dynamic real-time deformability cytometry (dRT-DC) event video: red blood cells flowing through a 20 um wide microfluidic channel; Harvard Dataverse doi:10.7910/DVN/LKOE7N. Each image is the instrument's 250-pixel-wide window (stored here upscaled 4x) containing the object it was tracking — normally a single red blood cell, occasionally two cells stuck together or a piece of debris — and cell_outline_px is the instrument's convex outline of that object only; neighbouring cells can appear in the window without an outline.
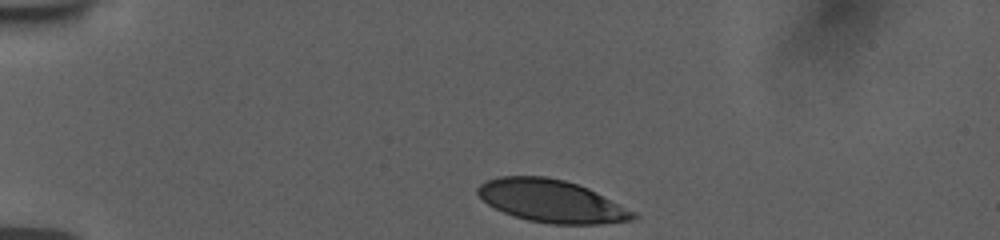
{"species": "human", "species_latin": "Homo sapiens", "temperature_condition": "room temperature", "stored_images_in_passage": 36, "camera_frame_rate_fps": 3000, "um_per_image_px": 0.085, "donor": {"sex": "female"}, "frame": {"image": 1, "passage_image": 1, "time_ms": 0.0, "image_size_px": [1000, 240], "cell_outline_px": [[640, 216], [632, 220], [600, 224], [552, 224], [528, 220], [504, 212], [488, 204], [476, 192], [476, 188], [480, 184], [488, 180], [500, 176], [548, 176], [564, 180], [588, 188], [636, 212]], "centroid_in_image_um": [46.9, 17.09], "position_along_channel_um": 38.1, "area_um2": 38.38}}
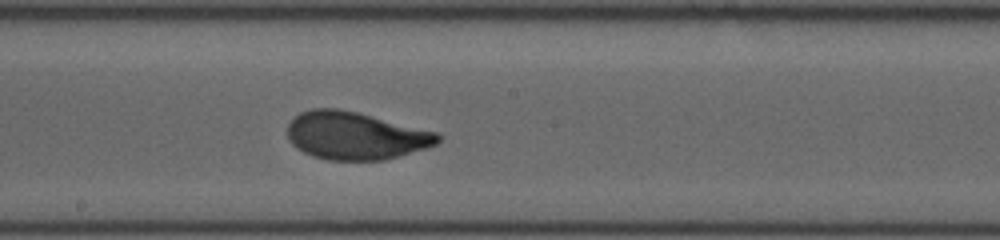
{"frame": {"image": 2, "passage_image": 20, "time_ms": 6.333, "image_size_px": [1000, 240], "cell_outline_px": [[444, 136], [436, 144], [428, 148], [384, 160], [328, 160], [312, 156], [296, 148], [288, 140], [288, 124], [300, 112], [312, 108], [340, 108], [440, 132]], "centroid_in_image_um": [30.25, 11.53], "position_along_channel_um": 217.9, "area_um2": 42.19}}
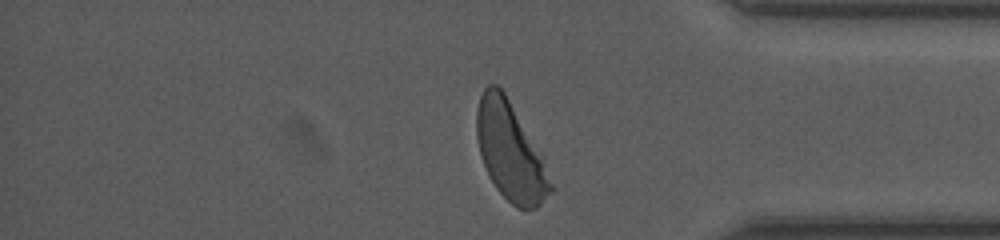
{"frame": {"image": 3, "passage_image": 35, "time_ms": 11.333, "image_size_px": [1000, 240], "cell_outline_px": [[556, 188], [536, 208], [516, 208], [496, 188], [488, 176], [480, 156], [476, 136], [476, 112], [480, 96], [484, 88], [488, 84], [496, 84], [504, 92], [544, 156]], "centroid_in_image_um": [43.41, 12.89], "position_along_channel_um": 391.8, "area_um2": 42.77}, "authors_computed_cell_mechanics": {"area_um2": 41.5004, "velocity_mm_per_s": 3.7313, "shape_relaxation_time_tau1_ms": 2.7535, "shape_relaxation_time_tau2_ms": null, "deformation_change_tau1": 0.1772, "deformation_change_tau2": null}}